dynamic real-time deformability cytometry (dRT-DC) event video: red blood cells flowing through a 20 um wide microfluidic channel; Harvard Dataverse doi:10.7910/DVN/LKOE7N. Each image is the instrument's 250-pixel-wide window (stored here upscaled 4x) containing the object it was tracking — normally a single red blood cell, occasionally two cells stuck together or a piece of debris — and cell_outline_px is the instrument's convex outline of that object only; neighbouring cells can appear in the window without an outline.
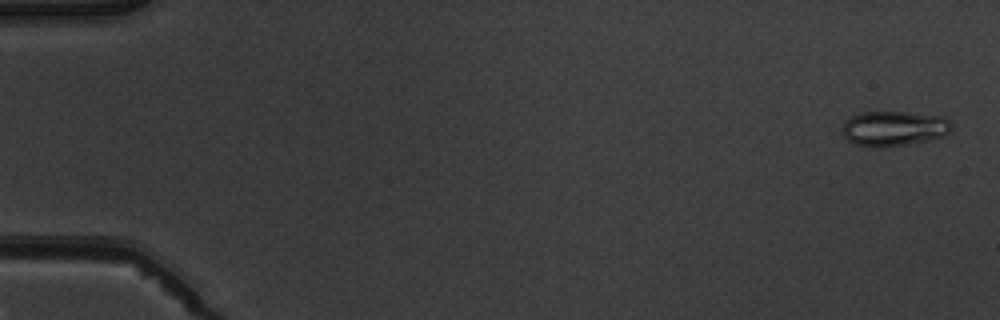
{"species": "common noctule bat (a hibernating species)", "species_latin": "Nyctalus noctula", "temperature_condition": "warm", "stored_images_in_passage": 4, "camera_frame_rate_fps": 3000, "um_per_image_px": 0.085, "animal": {"sex": "male", "body_mass_g": 19.5, "forearm_length_mm": 54.6}, "frame": {"image": 1, "passage_image": 1, "time_ms": 0.0, "image_size_px": [1000, 320], "cell_outline_px": [[952, 128], [944, 136], [928, 140], [908, 144], [856, 144], [848, 140], [844, 136], [844, 124], [852, 116], [860, 112], [908, 112], [944, 116], [952, 124]], "centroid_in_image_um": [76.06, 10.87], "position_along_channel_um": 8.9, "area_um2": 21.44}}